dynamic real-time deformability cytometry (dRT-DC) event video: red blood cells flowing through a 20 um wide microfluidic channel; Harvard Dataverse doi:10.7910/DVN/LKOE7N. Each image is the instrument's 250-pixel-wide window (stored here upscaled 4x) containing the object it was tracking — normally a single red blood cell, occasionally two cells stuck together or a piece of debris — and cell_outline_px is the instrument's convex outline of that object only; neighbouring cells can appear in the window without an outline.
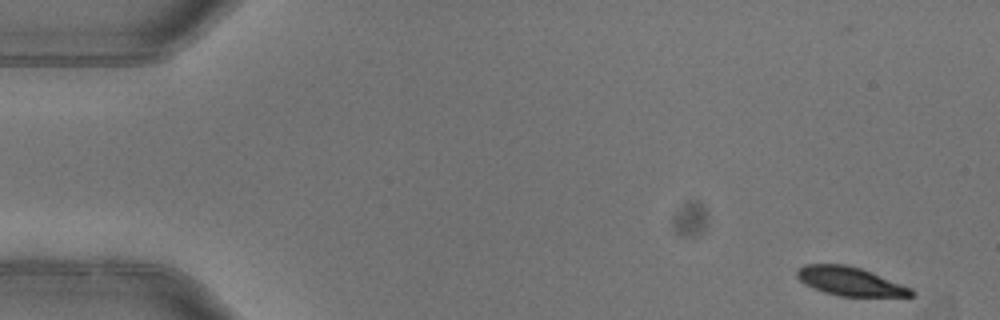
{"species": "common noctule bat (a hibernating species)", "species_latin": "Nyctalus noctula", "temperature_condition": "warm", "stored_images_in_passage": 5, "camera_frame_rate_fps": 3000, "um_per_image_px": 0.085, "animal": {"sex": "female"}, "frame": {"image": 1, "passage_image": 1, "time_ms": 0.0, "image_size_px": [1000, 320], "cell_outline_px": [[916, 296], [840, 296], [824, 292], [812, 288], [804, 284], [796, 276], [796, 268], [804, 264], [848, 264], [860, 268], [912, 288], [916, 292]], "centroid_in_image_um": [72.22, 23.91], "position_along_channel_um": 12.8, "area_um2": 19.19}}